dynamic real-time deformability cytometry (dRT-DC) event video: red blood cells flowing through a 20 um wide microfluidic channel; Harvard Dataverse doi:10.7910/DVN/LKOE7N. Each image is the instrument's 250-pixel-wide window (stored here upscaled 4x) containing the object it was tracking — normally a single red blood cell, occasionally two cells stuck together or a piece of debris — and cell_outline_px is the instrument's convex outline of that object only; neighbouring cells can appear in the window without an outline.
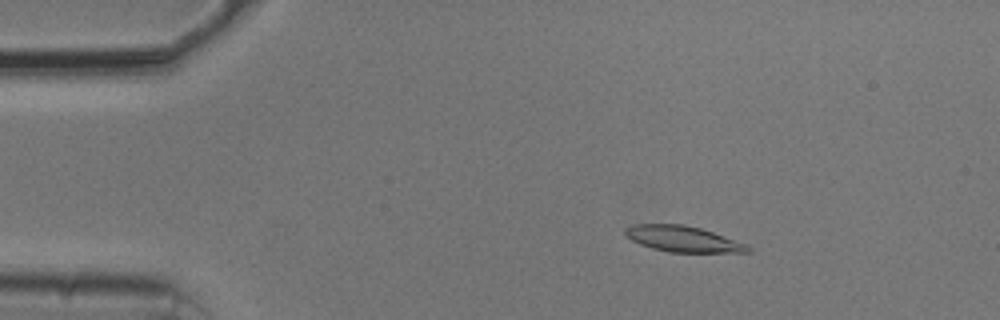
{"species": "common noctule bat (a hibernating species)", "species_latin": "Nyctalus noctula", "temperature_condition": "cold", "stored_images_in_passage": 54, "segment_of_instrument_passage": [1, 2], "camera_frame_rate_fps": 3000, "um_per_image_px": 0.085, "animal": {"sex": "male", "body_mass_g": 20.5, "forearm_length_mm": 52.5}, "frame": {"image": 1, "passage_image": 8, "time_ms": 2.333, "image_size_px": [1000, 320], "cell_outline_px": [[752, 252], [668, 252], [652, 248], [640, 244], [632, 240], [624, 232], [624, 228], [632, 224], [684, 224], [700, 228], [748, 244], [752, 248]], "centroid_in_image_um": [58.06, 20.31], "position_along_channel_um": 26.9, "area_um2": 18.5}}
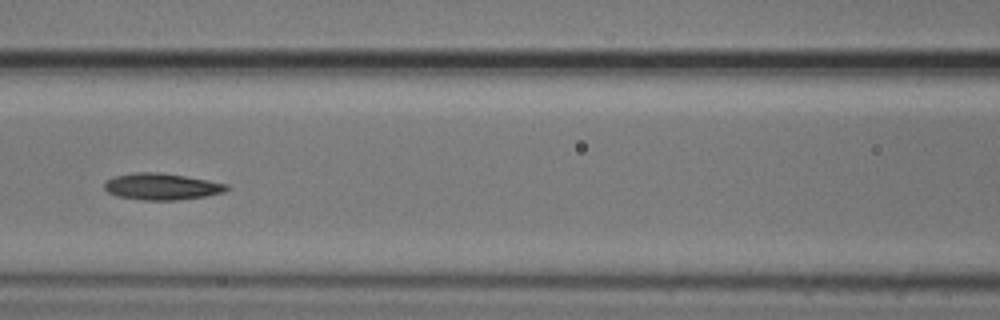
{"frame": {"image": 2, "passage_image": 23, "time_ms": 7.333, "image_size_px": [1000, 320], "cell_outline_px": [[232, 188], [224, 192], [204, 196], [176, 200], [144, 200], [116, 196], [108, 192], [104, 188], [104, 184], [108, 180], [116, 176], [136, 172], [160, 172], [184, 176], [228, 184]], "centroid_in_image_um": [13.76, 15.86], "position_along_channel_um": 152.8, "area_um2": 18.79}}
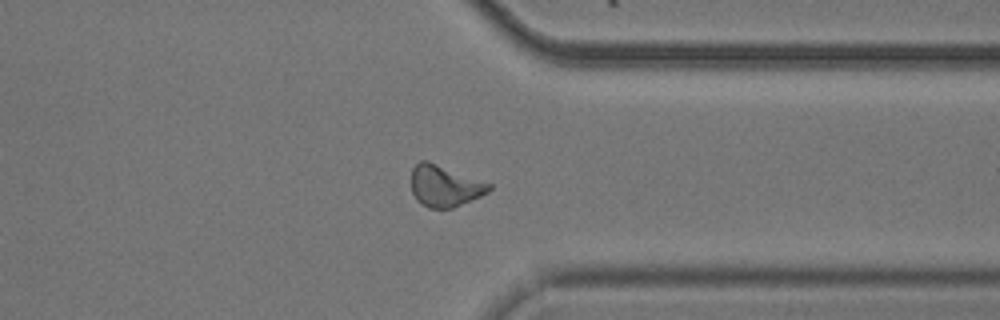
{"frame": {"image": 3, "passage_image": 41, "time_ms": 13.333, "image_size_px": [1000, 320], "cell_outline_px": [[492, 188], [488, 192], [480, 196], [452, 208], [428, 208], [420, 204], [416, 200], [412, 192], [412, 168], [420, 160], [428, 160], [492, 184]], "centroid_in_image_um": [37.78, 15.8], "position_along_channel_um": 373.6, "area_um2": 18.79}}